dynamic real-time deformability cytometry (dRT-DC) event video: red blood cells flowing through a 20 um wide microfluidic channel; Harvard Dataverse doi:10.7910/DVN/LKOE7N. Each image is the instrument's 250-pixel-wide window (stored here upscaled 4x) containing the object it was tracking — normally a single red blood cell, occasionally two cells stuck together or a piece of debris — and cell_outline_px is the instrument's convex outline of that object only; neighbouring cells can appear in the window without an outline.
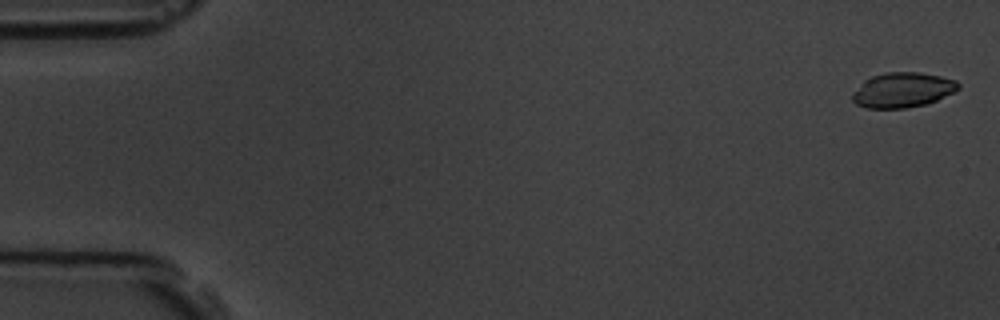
{"species": "common noctule bat (a hibernating species)", "species_latin": "Nyctalus noctula", "temperature_condition": "room temperature", "stored_images_in_passage": 5, "camera_frame_rate_fps": 3000, "um_per_image_px": 0.085, "animal": {"sex": "male", "body_mass_g": 19.5, "forearm_length_mm": 54.6}, "frame": {"image": 1, "passage_image": 1, "time_ms": 0.0, "image_size_px": [1000, 320], "cell_outline_px": [[960, 88], [936, 100], [924, 104], [904, 108], [868, 108], [856, 104], [852, 100], [852, 92], [864, 80], [872, 76], [884, 72], [920, 72], [940, 76], [956, 80], [960, 84]], "centroid_in_image_um": [76.69, 7.63], "position_along_channel_um": 8.3, "area_um2": 21.5}}